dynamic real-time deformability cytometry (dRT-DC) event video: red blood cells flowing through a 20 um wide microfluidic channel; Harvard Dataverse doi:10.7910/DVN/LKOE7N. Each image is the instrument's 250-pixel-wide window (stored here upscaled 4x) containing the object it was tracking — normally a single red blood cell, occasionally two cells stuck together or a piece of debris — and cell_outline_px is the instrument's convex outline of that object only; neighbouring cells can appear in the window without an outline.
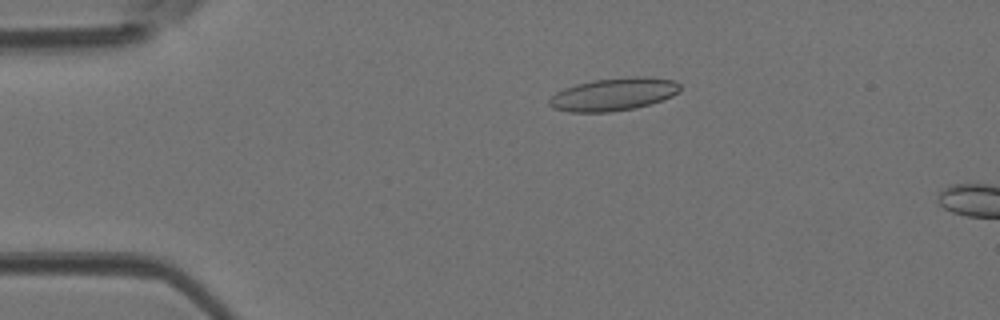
{"species": "Egyptian fruit bat (a non-hibernating species)", "species_latin": "Rousettus aegyptiacus", "temperature_condition": "room temperature", "stored_images_in_passage": 12, "camera_frame_rate_fps": 3000, "um_per_image_px": 0.085, "animal": {"sex": "female"}, "frame": {"image": 1, "passage_image": 9, "time_ms": 2.667, "image_size_px": [1000, 320], "cell_outline_px": [[680, 92], [672, 96], [636, 108], [612, 112], [568, 112], [552, 108], [548, 104], [548, 100], [556, 92], [564, 88], [576, 84], [592, 80], [636, 76], [644, 76], [676, 80], [680, 84]], "centroid_in_image_um": [52.15, 8.01], "position_along_channel_um": 32.9, "area_um2": 25.14}}